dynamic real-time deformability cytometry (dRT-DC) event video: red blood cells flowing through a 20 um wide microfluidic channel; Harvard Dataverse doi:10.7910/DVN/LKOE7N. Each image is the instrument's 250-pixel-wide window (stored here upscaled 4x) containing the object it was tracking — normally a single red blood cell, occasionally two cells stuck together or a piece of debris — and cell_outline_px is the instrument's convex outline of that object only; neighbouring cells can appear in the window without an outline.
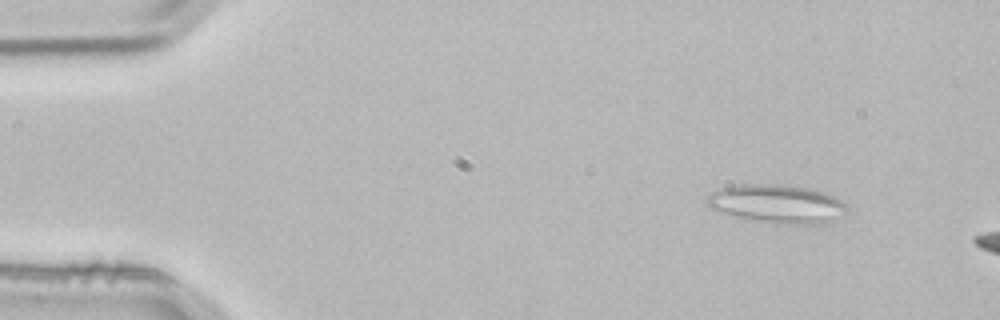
{"species": "common noctule bat (a hibernating species)", "species_latin": "Nyctalus noctula", "temperature_condition": "room temperature", "stored_images_in_passage": 3, "camera_frame_rate_fps": 3000, "um_per_image_px": 0.085, "animal": {"sex": "male", "body_mass_g": 21.5, "forearm_length_mm": 52.0}, "frame": {"image": 1, "passage_image": 1, "time_ms": 0.0, "image_size_px": [1000, 320], "cell_outline_px": [[848, 212], [832, 224], [776, 224], [752, 220], [732, 216], [708, 208], [704, 204], [708, 196], [712, 192], [724, 188], [744, 184], [780, 184], [808, 188], [824, 192], [836, 196], [848, 208]], "centroid_in_image_um": [66.1, 17.36], "position_along_channel_um": 18.9, "area_um2": 32.02}}